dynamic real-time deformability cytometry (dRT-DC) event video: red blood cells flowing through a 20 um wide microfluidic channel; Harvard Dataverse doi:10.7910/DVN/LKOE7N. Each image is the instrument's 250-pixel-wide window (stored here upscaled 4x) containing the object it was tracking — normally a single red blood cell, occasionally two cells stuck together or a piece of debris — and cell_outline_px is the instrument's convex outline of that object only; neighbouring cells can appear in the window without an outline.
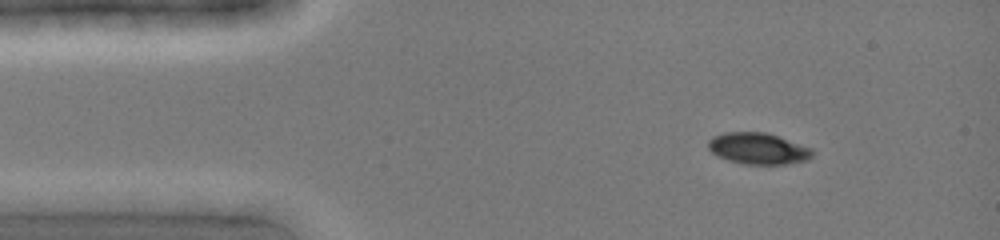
{"species": "common noctule bat (a hibernating species)", "species_latin": "Nyctalus noctula", "temperature_condition": "cold", "stored_images_in_passage": 5, "segment_of_instrument_passage": [2, 2], "camera_frame_rate_fps": 3000, "um_per_image_px": 0.085, "animal": {"sex": "female", "body_mass_g": 19.0, "forearm_length_mm": 51.5}, "frame": {"image": 1, "passage_image": 2, "time_ms": 0.333, "image_size_px": [1000, 240], "cell_outline_px": [[260, 204], [228, 220], [216, 216], [172, 200], [192, 192], [260, 196]], "centroid_in_image_um": [18.69, 17.29], "position_along_channel_um": 66.3, "area_um2": 10.4}}